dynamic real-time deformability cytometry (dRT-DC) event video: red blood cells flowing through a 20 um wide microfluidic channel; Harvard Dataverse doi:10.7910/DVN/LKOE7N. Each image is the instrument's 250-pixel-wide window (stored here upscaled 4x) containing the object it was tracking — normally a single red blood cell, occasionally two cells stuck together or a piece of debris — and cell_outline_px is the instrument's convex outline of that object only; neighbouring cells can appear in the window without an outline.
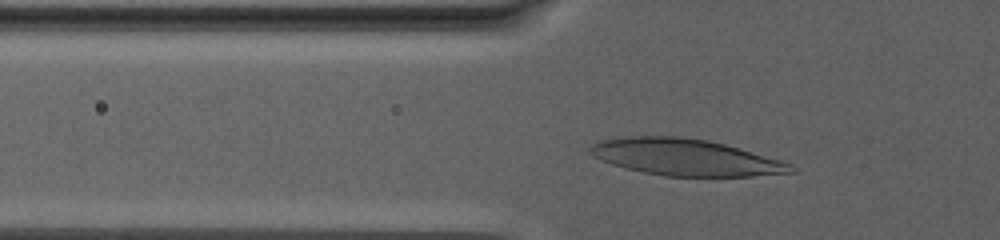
{"species": "human", "species_latin": "Homo sapiens", "temperature_condition": "warm", "stored_images_in_passage": 63, "camera_frame_rate_fps": 3000, "um_per_image_px": 0.085, "donor": {"sex": "male"}, "frame": {"image": 1, "passage_image": 18, "time_ms": 5.667, "image_size_px": [1000, 240], "cell_outline_px": [[796, 172], [752, 176], [664, 176], [624, 168], [600, 160], [592, 156], [588, 152], [588, 148], [596, 140], [616, 136], [680, 136], [708, 140], [724, 144], [780, 160], [792, 164], [796, 168]], "centroid_in_image_um": [58.18, 13.35], "position_along_channel_um": 67.6, "area_um2": 43.12}}
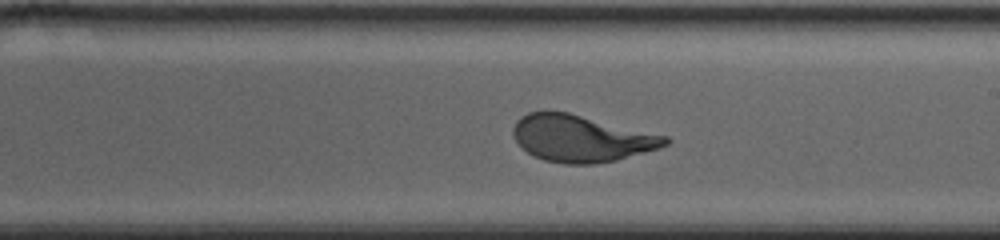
{"frame": {"image": 2, "passage_image": 40, "time_ms": 13.0, "image_size_px": [1000, 240], "cell_outline_px": [[672, 140], [668, 144], [660, 148], [616, 160], [596, 164], [564, 164], [544, 160], [532, 156], [512, 136], [512, 128], [516, 120], [520, 116], [528, 112], [568, 112], [668, 136]], "centroid_in_image_um": [49.41, 11.77], "position_along_channel_um": 239.6, "area_um2": 41.5}}
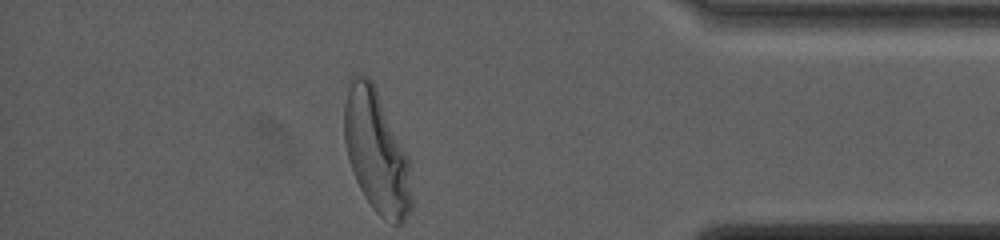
{"frame": {"image": 3, "passage_image": 63, "time_ms": 20.667, "image_size_px": [1000, 240], "cell_outline_px": [[412, 208], [404, 220], [400, 224], [392, 224], [384, 220], [372, 208], [364, 196], [356, 180], [348, 156], [344, 140], [344, 104], [348, 80], [364, 72], [372, 80], [376, 88], [408, 156], [412, 196]], "centroid_in_image_um": [31.99, 12.89], "position_along_channel_um": 403.2, "area_um2": 48.09}, "authors_computed_cell_mechanics": {"area_um2": 41.7316, "velocity_mm_per_s": 2.45, "shape_relaxation_time_tau1_ms": 6.5185, "shape_relaxation_time_tau2_ms": null, "deformation_change_tau1": 0.2461, "deformation_change_tau2": null}}